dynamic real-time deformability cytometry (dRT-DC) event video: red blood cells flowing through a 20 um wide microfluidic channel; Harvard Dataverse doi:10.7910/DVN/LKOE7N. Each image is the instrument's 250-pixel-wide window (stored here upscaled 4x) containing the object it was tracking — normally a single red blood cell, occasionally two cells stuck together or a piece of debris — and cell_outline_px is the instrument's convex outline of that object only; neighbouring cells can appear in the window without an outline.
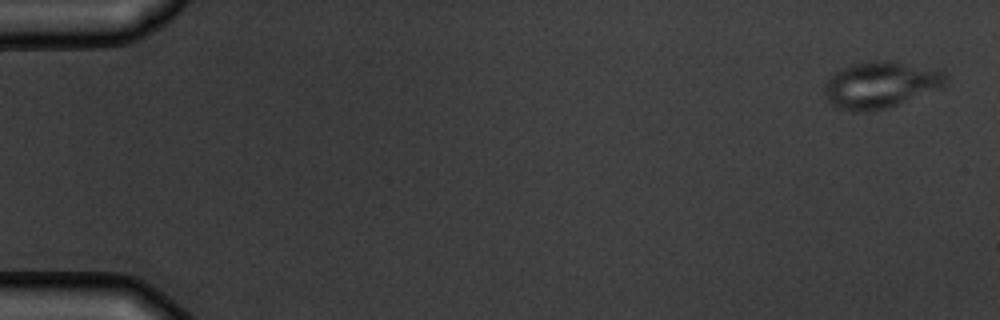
{"species": "common noctule bat (a hibernating species)", "species_latin": "Nyctalus noctula", "temperature_condition": "warm", "stored_images_in_passage": 5, "camera_frame_rate_fps": 3000, "um_per_image_px": 0.085, "animal": {"sex": "male", "body_mass_g": 19.5, "forearm_length_mm": 54.6}, "frame": {"image": 1, "passage_image": 1, "time_ms": 0.0, "image_size_px": [1000, 320], "cell_outline_px": [[948, 80], [944, 88], [888, 108], [864, 112], [856, 112], [836, 108], [828, 100], [824, 92], [824, 84], [832, 72], [840, 68], [852, 64], [872, 60], [888, 60], [944, 68], [948, 76]], "centroid_in_image_um": [74.93, 7.18], "position_along_channel_um": 10.1, "area_um2": 34.16}}